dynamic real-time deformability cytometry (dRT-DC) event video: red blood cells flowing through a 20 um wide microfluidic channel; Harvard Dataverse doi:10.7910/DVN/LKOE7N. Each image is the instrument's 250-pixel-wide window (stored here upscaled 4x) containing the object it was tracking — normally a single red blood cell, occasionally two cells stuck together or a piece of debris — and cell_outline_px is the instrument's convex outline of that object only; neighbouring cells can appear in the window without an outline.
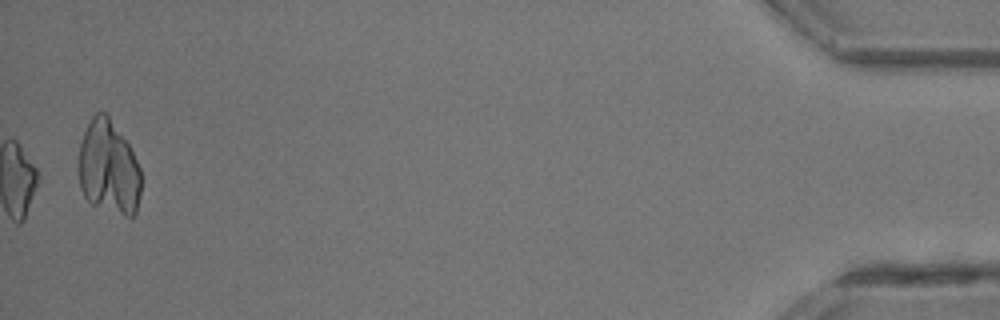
{"species": "common noctule bat (a hibernating species)", "species_latin": "Nyctalus noctula", "temperature_condition": "room temperature", "stored_images_in_passage": 24, "camera_frame_rate_fps": 3000, "um_per_image_px": 0.085, "animal": {"sex": "male", "body_mass_g": 13.3}, "frame": {"image": 1, "passage_image": 24, "time_ms": 7.667, "image_size_px": [1000, 320], "cell_outline_px": [[140, 192], [136, 212], [132, 216], [124, 216], [92, 204], [84, 196], [80, 188], [80, 144], [84, 132], [92, 116], [96, 112], [104, 112], [108, 116], [128, 144], [140, 168]], "centroid_in_image_um": [9.23, 14.27], "position_along_channel_um": 426.0, "area_um2": 33.64}}